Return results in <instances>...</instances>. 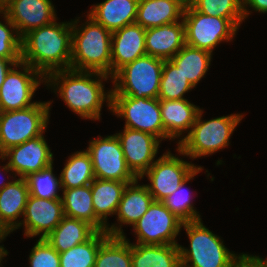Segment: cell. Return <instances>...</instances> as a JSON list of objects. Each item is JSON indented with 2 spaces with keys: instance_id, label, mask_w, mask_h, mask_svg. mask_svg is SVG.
<instances>
[{
  "instance_id": "obj_10",
  "label": "cell",
  "mask_w": 267,
  "mask_h": 267,
  "mask_svg": "<svg viewBox=\"0 0 267 267\" xmlns=\"http://www.w3.org/2000/svg\"><path fill=\"white\" fill-rule=\"evenodd\" d=\"M183 221L173 214L161 201H153L149 209L133 225L136 244H178L175 240Z\"/></svg>"
},
{
  "instance_id": "obj_28",
  "label": "cell",
  "mask_w": 267,
  "mask_h": 267,
  "mask_svg": "<svg viewBox=\"0 0 267 267\" xmlns=\"http://www.w3.org/2000/svg\"><path fill=\"white\" fill-rule=\"evenodd\" d=\"M131 259L132 267H181L178 244L131 243Z\"/></svg>"
},
{
  "instance_id": "obj_3",
  "label": "cell",
  "mask_w": 267,
  "mask_h": 267,
  "mask_svg": "<svg viewBox=\"0 0 267 267\" xmlns=\"http://www.w3.org/2000/svg\"><path fill=\"white\" fill-rule=\"evenodd\" d=\"M87 17L85 25L78 28L80 17L72 21L71 69L100 72L111 78L112 33Z\"/></svg>"
},
{
  "instance_id": "obj_12",
  "label": "cell",
  "mask_w": 267,
  "mask_h": 267,
  "mask_svg": "<svg viewBox=\"0 0 267 267\" xmlns=\"http://www.w3.org/2000/svg\"><path fill=\"white\" fill-rule=\"evenodd\" d=\"M198 167L193 163L182 160L165 152L151 165V167L139 178L144 176L150 181L146 184L154 201H163L185 181Z\"/></svg>"
},
{
  "instance_id": "obj_42",
  "label": "cell",
  "mask_w": 267,
  "mask_h": 267,
  "mask_svg": "<svg viewBox=\"0 0 267 267\" xmlns=\"http://www.w3.org/2000/svg\"><path fill=\"white\" fill-rule=\"evenodd\" d=\"M10 232L0 231V243L8 236ZM8 255V251L5 250L3 245L0 246V266H2V259Z\"/></svg>"
},
{
  "instance_id": "obj_23",
  "label": "cell",
  "mask_w": 267,
  "mask_h": 267,
  "mask_svg": "<svg viewBox=\"0 0 267 267\" xmlns=\"http://www.w3.org/2000/svg\"><path fill=\"white\" fill-rule=\"evenodd\" d=\"M139 0H105L88 15L111 33L136 22Z\"/></svg>"
},
{
  "instance_id": "obj_26",
  "label": "cell",
  "mask_w": 267,
  "mask_h": 267,
  "mask_svg": "<svg viewBox=\"0 0 267 267\" xmlns=\"http://www.w3.org/2000/svg\"><path fill=\"white\" fill-rule=\"evenodd\" d=\"M128 183L95 178L90 184L95 215L106 227L108 215H116Z\"/></svg>"
},
{
  "instance_id": "obj_33",
  "label": "cell",
  "mask_w": 267,
  "mask_h": 267,
  "mask_svg": "<svg viewBox=\"0 0 267 267\" xmlns=\"http://www.w3.org/2000/svg\"><path fill=\"white\" fill-rule=\"evenodd\" d=\"M194 88L170 60H164L159 87V100H181Z\"/></svg>"
},
{
  "instance_id": "obj_8",
  "label": "cell",
  "mask_w": 267,
  "mask_h": 267,
  "mask_svg": "<svg viewBox=\"0 0 267 267\" xmlns=\"http://www.w3.org/2000/svg\"><path fill=\"white\" fill-rule=\"evenodd\" d=\"M186 45L213 53L222 41H231L238 28L228 19L204 15L193 7L184 10Z\"/></svg>"
},
{
  "instance_id": "obj_36",
  "label": "cell",
  "mask_w": 267,
  "mask_h": 267,
  "mask_svg": "<svg viewBox=\"0 0 267 267\" xmlns=\"http://www.w3.org/2000/svg\"><path fill=\"white\" fill-rule=\"evenodd\" d=\"M59 178V179H58ZM53 174V163L36 173H32L25 179L28 183L29 194L37 198L61 199L58 194L61 188L60 177Z\"/></svg>"
},
{
  "instance_id": "obj_37",
  "label": "cell",
  "mask_w": 267,
  "mask_h": 267,
  "mask_svg": "<svg viewBox=\"0 0 267 267\" xmlns=\"http://www.w3.org/2000/svg\"><path fill=\"white\" fill-rule=\"evenodd\" d=\"M3 14L5 24L0 21V58L7 60H21V37L18 35L15 25Z\"/></svg>"
},
{
  "instance_id": "obj_15",
  "label": "cell",
  "mask_w": 267,
  "mask_h": 267,
  "mask_svg": "<svg viewBox=\"0 0 267 267\" xmlns=\"http://www.w3.org/2000/svg\"><path fill=\"white\" fill-rule=\"evenodd\" d=\"M0 9L22 38L29 31L53 23L56 11L51 0H2Z\"/></svg>"
},
{
  "instance_id": "obj_5",
  "label": "cell",
  "mask_w": 267,
  "mask_h": 267,
  "mask_svg": "<svg viewBox=\"0 0 267 267\" xmlns=\"http://www.w3.org/2000/svg\"><path fill=\"white\" fill-rule=\"evenodd\" d=\"M190 249L179 246L181 267H230L238 257L219 236L203 225L202 219L183 222Z\"/></svg>"
},
{
  "instance_id": "obj_19",
  "label": "cell",
  "mask_w": 267,
  "mask_h": 267,
  "mask_svg": "<svg viewBox=\"0 0 267 267\" xmlns=\"http://www.w3.org/2000/svg\"><path fill=\"white\" fill-rule=\"evenodd\" d=\"M138 179L128 183L124 189L122 199L119 203L117 210V220L119 226L110 224L106 227V232L110 236H124L122 225H134L143 214L149 209L150 205L154 201V198L149 193L146 185H139ZM116 225V226H115Z\"/></svg>"
},
{
  "instance_id": "obj_38",
  "label": "cell",
  "mask_w": 267,
  "mask_h": 267,
  "mask_svg": "<svg viewBox=\"0 0 267 267\" xmlns=\"http://www.w3.org/2000/svg\"><path fill=\"white\" fill-rule=\"evenodd\" d=\"M30 267H60L59 253L45 240L39 238L29 255Z\"/></svg>"
},
{
  "instance_id": "obj_14",
  "label": "cell",
  "mask_w": 267,
  "mask_h": 267,
  "mask_svg": "<svg viewBox=\"0 0 267 267\" xmlns=\"http://www.w3.org/2000/svg\"><path fill=\"white\" fill-rule=\"evenodd\" d=\"M8 160L2 170L9 171L20 178H26L53 163V153L49 148L44 135L27 140L26 142L6 150L0 160Z\"/></svg>"
},
{
  "instance_id": "obj_35",
  "label": "cell",
  "mask_w": 267,
  "mask_h": 267,
  "mask_svg": "<svg viewBox=\"0 0 267 267\" xmlns=\"http://www.w3.org/2000/svg\"><path fill=\"white\" fill-rule=\"evenodd\" d=\"M202 170L203 168L198 166V168L182 182L176 191L162 201L163 204L183 222L197 221L201 219L200 214H198L199 212L193 207L191 195L188 194V190L186 191L184 188L186 183L192 180L194 176Z\"/></svg>"
},
{
  "instance_id": "obj_30",
  "label": "cell",
  "mask_w": 267,
  "mask_h": 267,
  "mask_svg": "<svg viewBox=\"0 0 267 267\" xmlns=\"http://www.w3.org/2000/svg\"><path fill=\"white\" fill-rule=\"evenodd\" d=\"M61 171V189H72L89 185L95 179L90 154L77 151L66 160Z\"/></svg>"
},
{
  "instance_id": "obj_16",
  "label": "cell",
  "mask_w": 267,
  "mask_h": 267,
  "mask_svg": "<svg viewBox=\"0 0 267 267\" xmlns=\"http://www.w3.org/2000/svg\"><path fill=\"white\" fill-rule=\"evenodd\" d=\"M116 136L128 168L139 179L156 161L160 140L149 133L126 127Z\"/></svg>"
},
{
  "instance_id": "obj_41",
  "label": "cell",
  "mask_w": 267,
  "mask_h": 267,
  "mask_svg": "<svg viewBox=\"0 0 267 267\" xmlns=\"http://www.w3.org/2000/svg\"><path fill=\"white\" fill-rule=\"evenodd\" d=\"M20 62L21 60H7L0 58V87L5 81V78L9 71L13 68V66Z\"/></svg>"
},
{
  "instance_id": "obj_13",
  "label": "cell",
  "mask_w": 267,
  "mask_h": 267,
  "mask_svg": "<svg viewBox=\"0 0 267 267\" xmlns=\"http://www.w3.org/2000/svg\"><path fill=\"white\" fill-rule=\"evenodd\" d=\"M22 67V68H21ZM15 68V69H14ZM7 74L0 87V111L21 110L35 105L32 97L46 77L30 65L20 62ZM20 68L23 70H17Z\"/></svg>"
},
{
  "instance_id": "obj_25",
  "label": "cell",
  "mask_w": 267,
  "mask_h": 267,
  "mask_svg": "<svg viewBox=\"0 0 267 267\" xmlns=\"http://www.w3.org/2000/svg\"><path fill=\"white\" fill-rule=\"evenodd\" d=\"M97 230L88 222L64 216L45 240L58 252L63 253L88 241Z\"/></svg>"
},
{
  "instance_id": "obj_17",
  "label": "cell",
  "mask_w": 267,
  "mask_h": 267,
  "mask_svg": "<svg viewBox=\"0 0 267 267\" xmlns=\"http://www.w3.org/2000/svg\"><path fill=\"white\" fill-rule=\"evenodd\" d=\"M64 217L62 199H44L29 195L23 220L26 237H47Z\"/></svg>"
},
{
  "instance_id": "obj_21",
  "label": "cell",
  "mask_w": 267,
  "mask_h": 267,
  "mask_svg": "<svg viewBox=\"0 0 267 267\" xmlns=\"http://www.w3.org/2000/svg\"><path fill=\"white\" fill-rule=\"evenodd\" d=\"M26 179L18 178L0 190V231L13 232L19 229L29 197Z\"/></svg>"
},
{
  "instance_id": "obj_31",
  "label": "cell",
  "mask_w": 267,
  "mask_h": 267,
  "mask_svg": "<svg viewBox=\"0 0 267 267\" xmlns=\"http://www.w3.org/2000/svg\"><path fill=\"white\" fill-rule=\"evenodd\" d=\"M94 267H132L131 243L125 235H109L101 243Z\"/></svg>"
},
{
  "instance_id": "obj_11",
  "label": "cell",
  "mask_w": 267,
  "mask_h": 267,
  "mask_svg": "<svg viewBox=\"0 0 267 267\" xmlns=\"http://www.w3.org/2000/svg\"><path fill=\"white\" fill-rule=\"evenodd\" d=\"M89 142L90 154L95 178L121 182H133L138 179L128 168L121 143L116 134Z\"/></svg>"
},
{
  "instance_id": "obj_27",
  "label": "cell",
  "mask_w": 267,
  "mask_h": 267,
  "mask_svg": "<svg viewBox=\"0 0 267 267\" xmlns=\"http://www.w3.org/2000/svg\"><path fill=\"white\" fill-rule=\"evenodd\" d=\"M62 192L64 216L88 222L97 231H106V226L95 215L90 184L62 189Z\"/></svg>"
},
{
  "instance_id": "obj_43",
  "label": "cell",
  "mask_w": 267,
  "mask_h": 267,
  "mask_svg": "<svg viewBox=\"0 0 267 267\" xmlns=\"http://www.w3.org/2000/svg\"><path fill=\"white\" fill-rule=\"evenodd\" d=\"M177 2L182 8L188 9L192 8L197 0H174Z\"/></svg>"
},
{
  "instance_id": "obj_7",
  "label": "cell",
  "mask_w": 267,
  "mask_h": 267,
  "mask_svg": "<svg viewBox=\"0 0 267 267\" xmlns=\"http://www.w3.org/2000/svg\"><path fill=\"white\" fill-rule=\"evenodd\" d=\"M51 103L37 102L21 110L0 111V156L9 148L44 134Z\"/></svg>"
},
{
  "instance_id": "obj_9",
  "label": "cell",
  "mask_w": 267,
  "mask_h": 267,
  "mask_svg": "<svg viewBox=\"0 0 267 267\" xmlns=\"http://www.w3.org/2000/svg\"><path fill=\"white\" fill-rule=\"evenodd\" d=\"M111 112L125 118V127L149 133L160 141L164 127L158 98L111 96Z\"/></svg>"
},
{
  "instance_id": "obj_24",
  "label": "cell",
  "mask_w": 267,
  "mask_h": 267,
  "mask_svg": "<svg viewBox=\"0 0 267 267\" xmlns=\"http://www.w3.org/2000/svg\"><path fill=\"white\" fill-rule=\"evenodd\" d=\"M184 8L174 0H139L136 23L144 29L179 22Z\"/></svg>"
},
{
  "instance_id": "obj_20",
  "label": "cell",
  "mask_w": 267,
  "mask_h": 267,
  "mask_svg": "<svg viewBox=\"0 0 267 267\" xmlns=\"http://www.w3.org/2000/svg\"><path fill=\"white\" fill-rule=\"evenodd\" d=\"M145 40L147 55L163 60L172 59L186 45L183 19L181 22L146 29Z\"/></svg>"
},
{
  "instance_id": "obj_18",
  "label": "cell",
  "mask_w": 267,
  "mask_h": 267,
  "mask_svg": "<svg viewBox=\"0 0 267 267\" xmlns=\"http://www.w3.org/2000/svg\"><path fill=\"white\" fill-rule=\"evenodd\" d=\"M145 33L146 29L136 22L112 33L111 78L125 65L147 55Z\"/></svg>"
},
{
  "instance_id": "obj_29",
  "label": "cell",
  "mask_w": 267,
  "mask_h": 267,
  "mask_svg": "<svg viewBox=\"0 0 267 267\" xmlns=\"http://www.w3.org/2000/svg\"><path fill=\"white\" fill-rule=\"evenodd\" d=\"M212 53L185 45L170 61L195 88L211 65Z\"/></svg>"
},
{
  "instance_id": "obj_4",
  "label": "cell",
  "mask_w": 267,
  "mask_h": 267,
  "mask_svg": "<svg viewBox=\"0 0 267 267\" xmlns=\"http://www.w3.org/2000/svg\"><path fill=\"white\" fill-rule=\"evenodd\" d=\"M202 113L200 109L190 132L178 142L177 152L192 160L228 146L230 136L243 118L242 114H231L202 121Z\"/></svg>"
},
{
  "instance_id": "obj_2",
  "label": "cell",
  "mask_w": 267,
  "mask_h": 267,
  "mask_svg": "<svg viewBox=\"0 0 267 267\" xmlns=\"http://www.w3.org/2000/svg\"><path fill=\"white\" fill-rule=\"evenodd\" d=\"M72 22L33 29L21 39V62L45 77L54 71L71 69Z\"/></svg>"
},
{
  "instance_id": "obj_40",
  "label": "cell",
  "mask_w": 267,
  "mask_h": 267,
  "mask_svg": "<svg viewBox=\"0 0 267 267\" xmlns=\"http://www.w3.org/2000/svg\"><path fill=\"white\" fill-rule=\"evenodd\" d=\"M253 8L252 10H256L259 13H267V0H243V15L244 20L250 12L247 10V7Z\"/></svg>"
},
{
  "instance_id": "obj_1",
  "label": "cell",
  "mask_w": 267,
  "mask_h": 267,
  "mask_svg": "<svg viewBox=\"0 0 267 267\" xmlns=\"http://www.w3.org/2000/svg\"><path fill=\"white\" fill-rule=\"evenodd\" d=\"M109 77L95 71L65 69L49 73L45 83L82 119L99 120L104 102L111 109V90L106 93L102 84Z\"/></svg>"
},
{
  "instance_id": "obj_34",
  "label": "cell",
  "mask_w": 267,
  "mask_h": 267,
  "mask_svg": "<svg viewBox=\"0 0 267 267\" xmlns=\"http://www.w3.org/2000/svg\"><path fill=\"white\" fill-rule=\"evenodd\" d=\"M193 8L204 15L228 18L238 29L244 21L243 0H197Z\"/></svg>"
},
{
  "instance_id": "obj_32",
  "label": "cell",
  "mask_w": 267,
  "mask_h": 267,
  "mask_svg": "<svg viewBox=\"0 0 267 267\" xmlns=\"http://www.w3.org/2000/svg\"><path fill=\"white\" fill-rule=\"evenodd\" d=\"M108 236L106 231H97L88 241L59 253L60 267H94L99 247Z\"/></svg>"
},
{
  "instance_id": "obj_39",
  "label": "cell",
  "mask_w": 267,
  "mask_h": 267,
  "mask_svg": "<svg viewBox=\"0 0 267 267\" xmlns=\"http://www.w3.org/2000/svg\"><path fill=\"white\" fill-rule=\"evenodd\" d=\"M230 267H267V259L242 253L238 255Z\"/></svg>"
},
{
  "instance_id": "obj_22",
  "label": "cell",
  "mask_w": 267,
  "mask_h": 267,
  "mask_svg": "<svg viewBox=\"0 0 267 267\" xmlns=\"http://www.w3.org/2000/svg\"><path fill=\"white\" fill-rule=\"evenodd\" d=\"M164 140L178 138L184 132H190L200 108L188 99L159 100ZM190 129V130H189Z\"/></svg>"
},
{
  "instance_id": "obj_44",
  "label": "cell",
  "mask_w": 267,
  "mask_h": 267,
  "mask_svg": "<svg viewBox=\"0 0 267 267\" xmlns=\"http://www.w3.org/2000/svg\"><path fill=\"white\" fill-rule=\"evenodd\" d=\"M10 182H11V181L6 182V183H5V182H3V183L1 182V183H0V184H1V185H0V190L3 189V188H4L7 184H9Z\"/></svg>"
},
{
  "instance_id": "obj_6",
  "label": "cell",
  "mask_w": 267,
  "mask_h": 267,
  "mask_svg": "<svg viewBox=\"0 0 267 267\" xmlns=\"http://www.w3.org/2000/svg\"><path fill=\"white\" fill-rule=\"evenodd\" d=\"M164 60L150 55L122 67L111 79V96L158 98Z\"/></svg>"
}]
</instances>
